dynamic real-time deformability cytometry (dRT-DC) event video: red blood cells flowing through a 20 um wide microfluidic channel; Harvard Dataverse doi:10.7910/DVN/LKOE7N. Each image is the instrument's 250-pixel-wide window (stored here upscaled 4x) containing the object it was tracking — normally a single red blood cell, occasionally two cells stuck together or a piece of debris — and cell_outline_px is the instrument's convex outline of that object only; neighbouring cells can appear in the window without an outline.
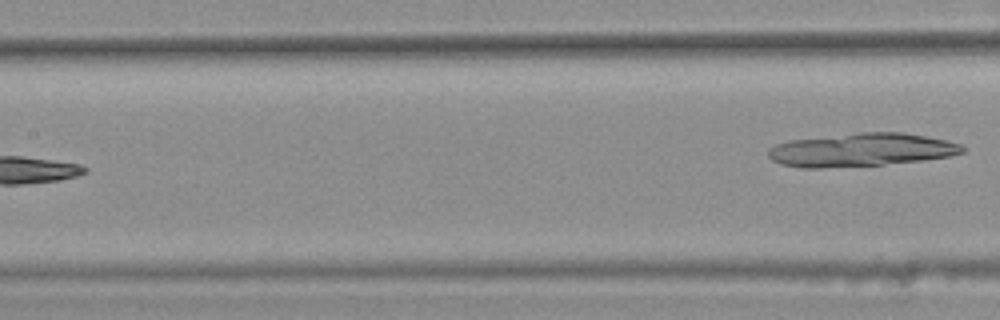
{"species": "common noctule bat (a hibernating species)", "species_latin": "Nyctalus noctula", "temperature_condition": "warm", "stored_images_in_passage": 6, "camera_frame_rate_fps": 3000, "um_per_image_px": 0.085, "animal": {"sex": "female", "body_mass_g": 25.1}, "frame": {"image": 1, "passage_image": 6, "time_ms": 1.667, "image_size_px": [1000, 320], "cell_outline_px": [[964, 152], [952, 156], [924, 160], [880, 164], [820, 168], [800, 168], [780, 164], [772, 160], [768, 156], [768, 148], [776, 144], [788, 140], [860, 132], [904, 132], [944, 140], [960, 144], [964, 148]], "centroid_in_image_um": [73.16, 12.73], "position_along_channel_um": 134.2, "area_um2": 37.57}}